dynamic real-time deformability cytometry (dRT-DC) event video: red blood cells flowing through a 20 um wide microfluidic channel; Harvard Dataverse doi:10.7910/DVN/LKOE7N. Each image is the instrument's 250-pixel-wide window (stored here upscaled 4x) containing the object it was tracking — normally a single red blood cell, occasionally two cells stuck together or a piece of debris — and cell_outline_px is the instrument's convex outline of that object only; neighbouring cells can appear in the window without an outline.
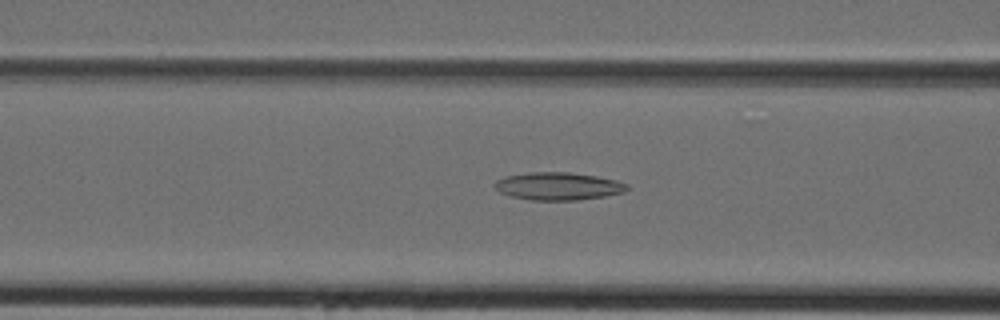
{"species": "Egyptian fruit bat (a non-hibernating species)", "species_latin": "Rousettus aegyptiacus", "temperature_condition": "cold", "stored_images_in_passage": 43, "camera_frame_rate_fps": 3000, "um_per_image_px": 0.085, "animal": {"sex": "female"}, "frame": {"image": 1, "passage_image": 17, "time_ms": 5.333, "image_size_px": [1000, 320], "cell_outline_px": [[628, 188], [624, 192], [604, 196], [576, 200], [532, 200], [512, 196], [500, 192], [492, 184], [496, 180], [508, 176], [528, 172], [568, 172], [596, 176], [616, 180], [628, 184]], "centroid_in_image_um": [47.44, 15.82], "position_along_channel_um": 119.2, "area_um2": 21.21}}
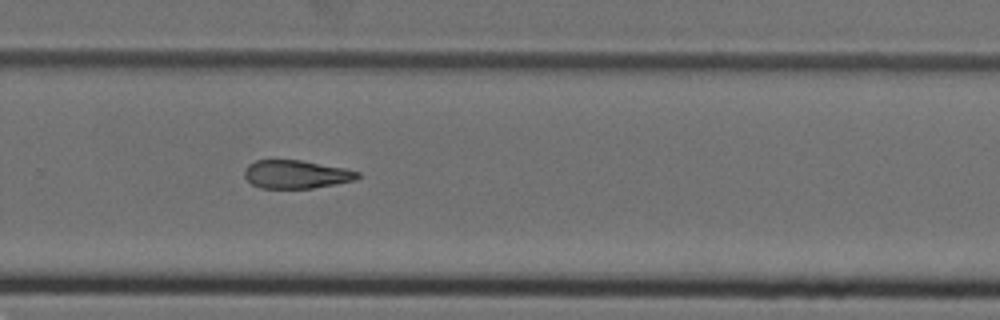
{"frame": {"image": 2, "passage_image": 29, "time_ms": 9.333, "image_size_px": [1000, 320], "cell_outline_px": [[360, 176], [356, 180], [336, 184], [312, 188], [260, 188], [252, 184], [244, 176], [244, 168], [248, 164], [256, 160], [300, 160], [344, 168], [360, 172]], "centroid_in_image_um": [25.16, 14.82], "position_along_channel_um": 304.6, "area_um2": 18.67}}
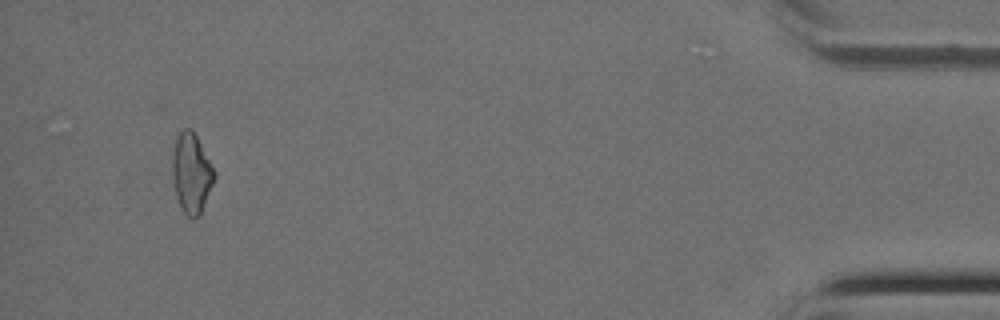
{"frame": {"image": 3, "passage_image": 41, "time_ms": 13.333, "image_size_px": [1000, 320], "cell_outline_px": [[216, 176], [200, 216], [188, 216], [180, 208], [176, 196], [172, 180], [172, 156], [176, 140], [180, 132], [184, 128], [192, 128], [216, 172]], "centroid_in_image_um": [16.27, 14.72], "position_along_channel_um": 418.9, "area_um2": 19.54}}